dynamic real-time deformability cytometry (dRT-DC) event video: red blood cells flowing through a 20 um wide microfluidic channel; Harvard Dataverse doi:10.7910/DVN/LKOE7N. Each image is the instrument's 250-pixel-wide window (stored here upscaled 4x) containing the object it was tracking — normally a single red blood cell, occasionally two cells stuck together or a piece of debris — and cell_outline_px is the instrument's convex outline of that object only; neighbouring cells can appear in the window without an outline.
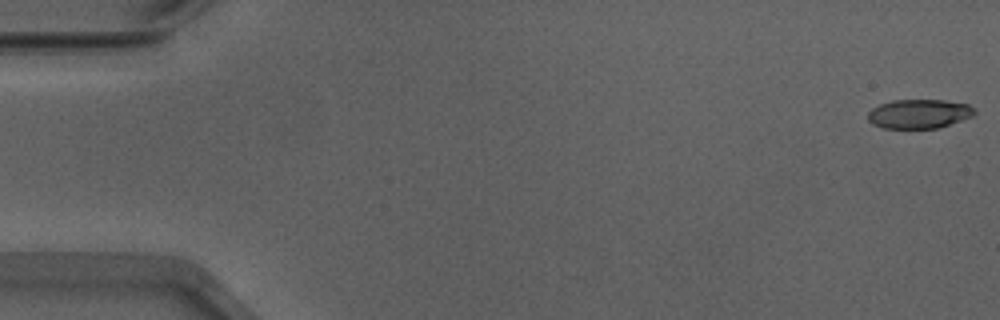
{"species": "Egyptian fruit bat (a non-hibernating species)", "species_latin": "Rousettus aegyptiacus", "temperature_condition": "warm", "stored_images_in_passage": 5, "camera_frame_rate_fps": 3000, "um_per_image_px": 0.085, "animal": {"sex": "male"}, "frame": {"image": 1, "passage_image": 1, "time_ms": 0.0, "image_size_px": [1000, 320], "cell_outline_px": [[976, 112], [972, 116], [936, 128], [884, 128], [872, 124], [868, 120], [868, 112], [872, 108], [880, 104], [892, 100], [944, 100], [968, 104], [976, 108]], "centroid_in_image_um": [78.1, 9.66], "position_along_channel_um": 6.9, "area_um2": 18.03}}